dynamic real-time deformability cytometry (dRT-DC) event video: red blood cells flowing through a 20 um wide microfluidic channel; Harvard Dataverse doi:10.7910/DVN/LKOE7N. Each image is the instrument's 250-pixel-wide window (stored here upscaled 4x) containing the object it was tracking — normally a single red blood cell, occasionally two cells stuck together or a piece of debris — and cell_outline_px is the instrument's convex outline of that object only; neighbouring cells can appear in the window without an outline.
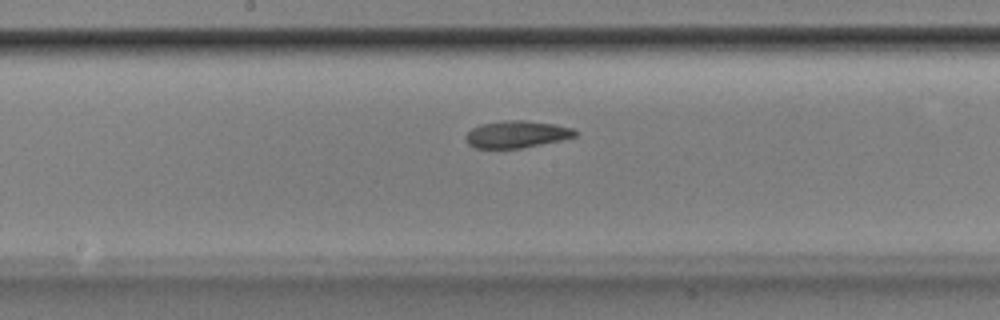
{"species": "Egyptian fruit bat (a non-hibernating species)", "species_latin": "Rousettus aegyptiacus", "temperature_condition": "room temperature", "stored_images_in_passage": 35, "camera_frame_rate_fps": 3000, "um_per_image_px": 0.085, "animal": {"sex": "male"}, "frame": {"image": 1, "passage_image": 17, "time_ms": 5.333, "image_size_px": [1000, 320], "cell_outline_px": [[576, 136], [560, 140], [520, 148], [476, 148], [468, 144], [464, 140], [464, 136], [472, 128], [480, 124], [508, 120], [524, 120], [556, 124], [572, 128], [576, 132]], "centroid_in_image_um": [43.87, 11.41], "position_along_channel_um": 204.3, "area_um2": 17.17}}
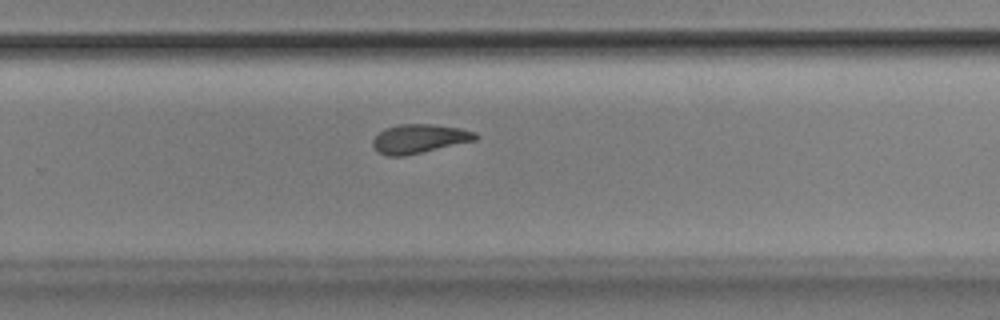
{"frame": {"image": 2, "passage_image": 24, "time_ms": 7.667, "image_size_px": [1000, 320], "cell_outline_px": [[480, 136], [476, 140], [404, 156], [388, 156], [376, 152], [372, 144], [372, 140], [380, 132], [388, 128], [400, 124], [432, 124], [460, 128], [476, 132]], "centroid_in_image_um": [35.65, 11.79], "position_along_channel_um": 294.2, "area_um2": 17.28}}
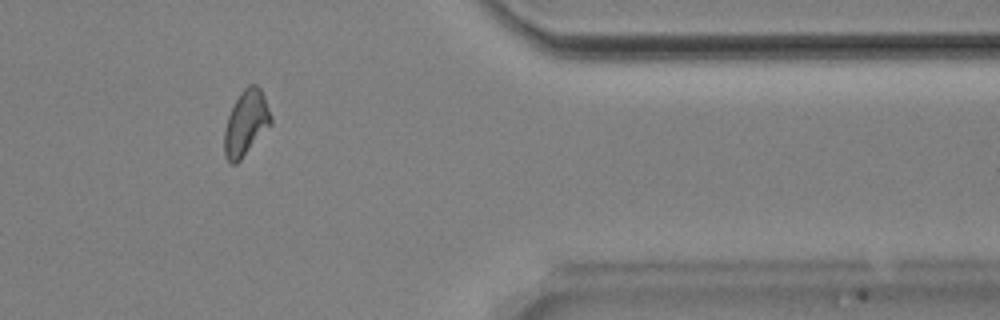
{"frame": {"image": 3, "passage_image": 33, "time_ms": 10.667, "image_size_px": [1000, 320], "cell_outline_px": [[272, 124], [240, 160], [236, 164], [232, 164], [224, 156], [224, 132], [228, 116], [240, 92], [248, 84], [256, 84], [260, 88], [264, 96], [272, 116]], "centroid_in_image_um": [20.91, 10.45], "position_along_channel_um": 390.5, "area_um2": 17.69}, "authors_computed_cell_mechanics": {"area_um2": 17.5712, "velocity_mm_per_s": 3.882, "shape_relaxation_time_tau1_ms": 7.1989, "shape_relaxation_time_tau2_ms": 4.1623, "deformation_change_tau1": 0.1667, "deformation_change_tau2": 0.112}}